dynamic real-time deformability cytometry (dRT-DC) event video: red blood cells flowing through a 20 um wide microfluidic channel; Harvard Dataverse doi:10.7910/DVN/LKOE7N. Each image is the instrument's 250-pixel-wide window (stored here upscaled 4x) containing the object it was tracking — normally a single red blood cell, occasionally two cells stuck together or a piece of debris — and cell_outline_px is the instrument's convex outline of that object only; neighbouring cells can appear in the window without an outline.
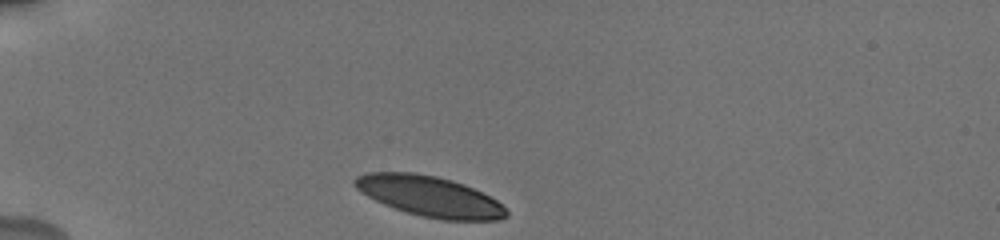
{"species": "human", "species_latin": "Homo sapiens", "temperature_condition": "cold", "stored_images_in_passage": 7, "camera_frame_rate_fps": 3000, "um_per_image_px": 0.085, "donor": {"sex": "male"}, "frame": {"image": 1, "passage_image": 1, "time_ms": 0.0, "image_size_px": [1000, 240], "cell_outline_px": [[508, 216], [500, 220], [444, 220], [420, 216], [384, 204], [360, 192], [352, 184], [352, 180], [356, 176], [368, 172], [416, 172], [436, 176], [452, 180], [464, 184], [496, 200], [508, 212]], "centroid_in_image_um": [36.49, 16.67], "position_along_channel_um": 48.5, "area_um2": 35.6}}
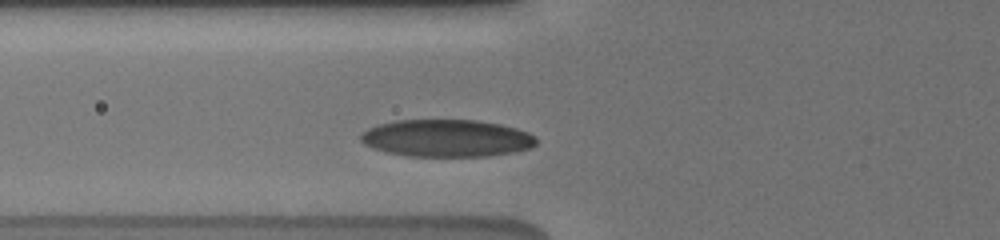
{"frame": {"image": 2, "passage_image": 5, "time_ms": 2.0, "image_size_px": [1000, 240], "cell_outline_px": [[536, 144], [528, 148], [512, 152], [488, 156], [408, 156], [388, 152], [372, 148], [364, 144], [360, 140], [360, 136], [368, 128], [380, 124], [396, 120], [476, 120], [500, 124], [516, 128], [528, 132], [536, 136]], "centroid_in_image_um": [37.96, 11.74], "position_along_channel_um": 87.8, "area_um2": 38.03}}
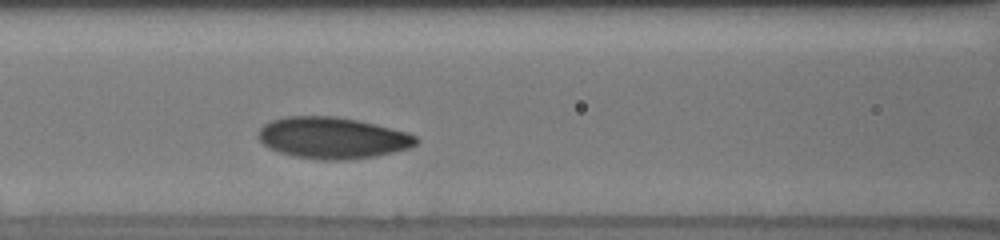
{"frame": {"image": 3, "passage_image": 7, "time_ms": 3.333, "image_size_px": [1000, 240], "cell_outline_px": [[420, 140], [416, 144], [408, 148], [376, 156], [344, 160], [320, 160], [296, 156], [280, 152], [268, 148], [256, 136], [260, 128], [264, 124], [272, 120], [288, 116], [336, 116], [356, 120], [408, 132], [416, 136]], "centroid_in_image_um": [28.25, 11.72], "position_along_channel_um": 138.4, "area_um2": 37.97}}